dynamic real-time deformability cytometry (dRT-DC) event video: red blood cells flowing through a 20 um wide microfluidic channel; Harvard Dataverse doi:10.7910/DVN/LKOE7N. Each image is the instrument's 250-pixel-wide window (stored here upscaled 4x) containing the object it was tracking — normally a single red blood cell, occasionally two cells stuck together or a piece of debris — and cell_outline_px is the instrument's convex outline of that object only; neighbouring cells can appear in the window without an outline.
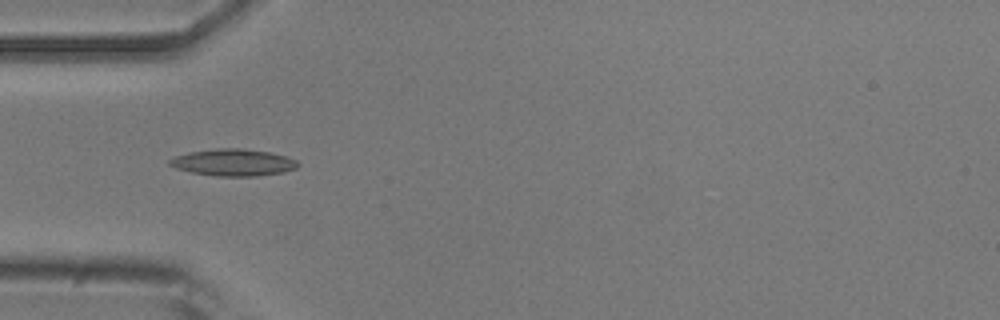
{"species": "common noctule bat (a hibernating species)", "species_latin": "Nyctalus noctula", "temperature_condition": "room temperature", "stored_images_in_passage": 39, "camera_frame_rate_fps": 3000, "um_per_image_px": 0.085, "animal": {"sex": "male", "body_mass_g": 20.5, "forearm_length_mm": 52.5}, "frame": {"image": 1, "passage_image": 3, "time_ms": 0.667, "image_size_px": [1000, 320], "cell_outline_px": [[300, 164], [296, 168], [284, 172], [256, 176], [216, 176], [192, 172], [176, 168], [168, 164], [168, 160], [176, 156], [188, 152], [216, 148], [240, 148], [272, 152], [296, 160]], "centroid_in_image_um": [19.83, 13.8], "position_along_channel_um": 65.2, "area_um2": 20.11}}
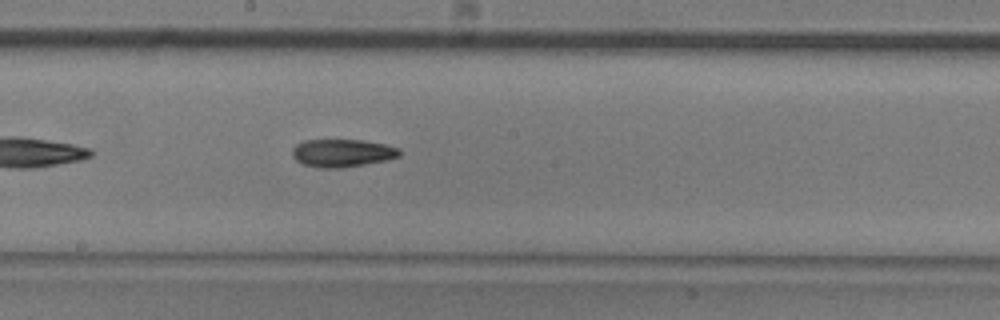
{"frame": {"image": 2, "passage_image": 15, "time_ms": 4.667, "image_size_px": [1000, 320], "cell_outline_px": [[400, 156], [388, 160], [340, 168], [320, 168], [304, 164], [296, 160], [292, 156], [292, 148], [296, 144], [304, 140], [364, 140], [384, 144], [400, 148]], "centroid_in_image_um": [29.09, 13.0], "position_along_channel_um": 219.1, "area_um2": 17.46}}
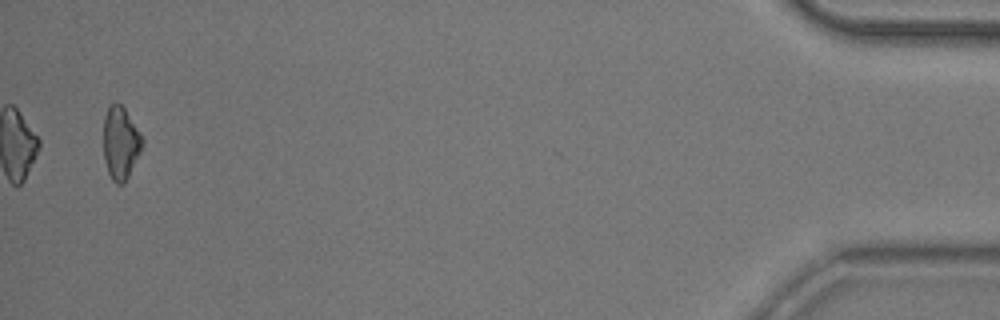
{"frame": {"image": 3, "passage_image": 38, "time_ms": 12.333, "image_size_px": [1000, 320], "cell_outline_px": [[144, 144], [124, 184], [116, 184], [112, 180], [108, 172], [104, 160], [104, 116], [108, 108], [112, 104], [120, 104], [124, 108], [144, 140]], "centroid_in_image_um": [10.24, 12.19], "position_along_channel_um": 425.0, "area_um2": 16.18}, "authors_computed_cell_mechanics": {"area_um2": 16.9932, "velocity_mm_per_s": 3.8304, "shape_relaxation_time_tau1_ms": 5.3095, "shape_relaxation_time_tau2_ms": 8.4048, "deformation_change_tau1": 0.1344, "deformation_change_tau2": 0.1793}}